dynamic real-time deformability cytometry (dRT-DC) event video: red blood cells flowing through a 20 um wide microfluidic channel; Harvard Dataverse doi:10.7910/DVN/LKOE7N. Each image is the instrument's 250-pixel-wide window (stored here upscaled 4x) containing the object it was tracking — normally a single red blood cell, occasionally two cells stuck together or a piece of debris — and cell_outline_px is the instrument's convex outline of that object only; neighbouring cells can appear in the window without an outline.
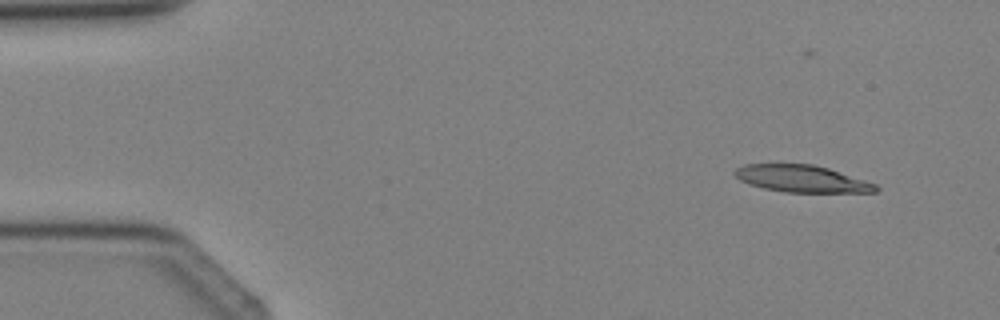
{"species": "Egyptian fruit bat (a non-hibernating species)", "species_latin": "Rousettus aegyptiacus", "temperature_condition": "cold", "stored_images_in_passage": 4, "camera_frame_rate_fps": 3000, "um_per_image_px": 0.085, "animal": {"sex": "female"}, "frame": {"image": 1, "passage_image": 2, "time_ms": 1.0, "image_size_px": [1000, 320], "cell_outline_px": [[880, 188], [876, 192], [784, 192], [764, 188], [748, 184], [740, 180], [732, 172], [736, 168], [744, 164], [812, 164], [828, 168], [876, 184]], "centroid_in_image_um": [68.12, 15.19], "position_along_channel_um": 16.9, "area_um2": 22.08}}